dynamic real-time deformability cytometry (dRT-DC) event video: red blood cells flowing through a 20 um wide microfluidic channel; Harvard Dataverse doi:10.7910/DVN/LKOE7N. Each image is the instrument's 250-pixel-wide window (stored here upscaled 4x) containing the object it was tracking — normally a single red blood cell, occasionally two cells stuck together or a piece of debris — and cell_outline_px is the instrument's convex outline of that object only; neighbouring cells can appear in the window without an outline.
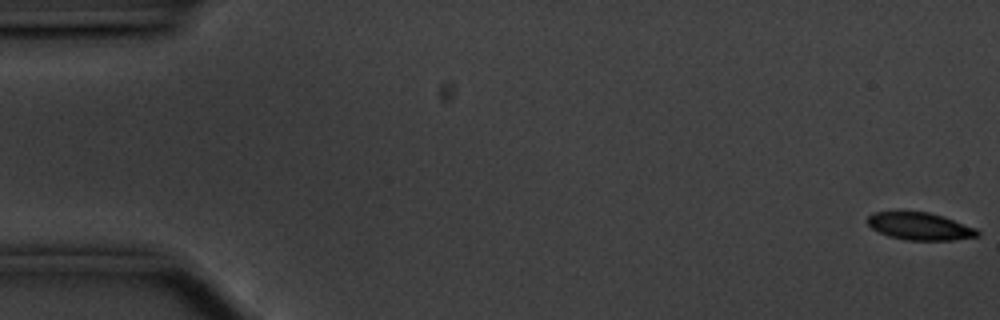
{"species": "common noctule bat (a hibernating species)", "species_latin": "Nyctalus noctula", "temperature_condition": "cold", "stored_images_in_passage": 57, "camera_frame_rate_fps": 3000, "um_per_image_px": 0.085, "animal": {"sex": "male", "body_mass_g": 20.1, "forearm_length_mm": 53.5}, "frame": {"image": 1, "passage_image": 1, "time_ms": 0.0, "image_size_px": [1000, 320], "cell_outline_px": [[980, 236], [952, 240], [908, 240], [888, 236], [872, 228], [868, 224], [868, 216], [876, 212], [896, 208], [900, 208], [928, 212], [944, 216], [976, 228], [980, 232]], "centroid_in_image_um": [78.16, 19.18], "position_along_channel_um": 6.8, "area_um2": 18.26}}
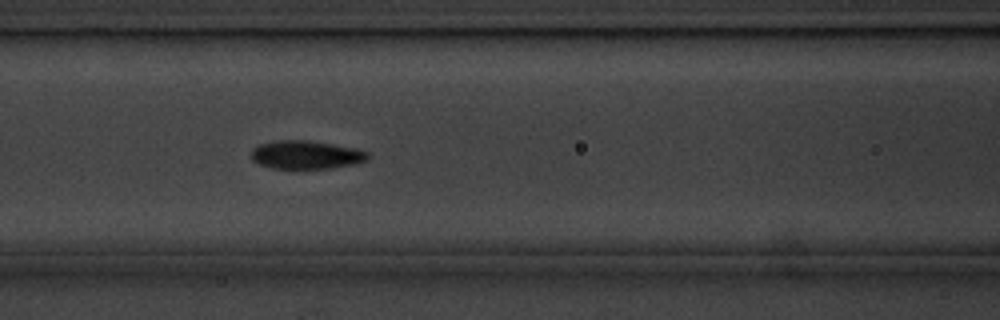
{"frame": {"image": 2, "passage_image": 24, "time_ms": 7.667, "image_size_px": [1000, 320], "cell_outline_px": [[368, 156], [364, 160], [356, 164], [332, 168], [272, 168], [260, 164], [252, 160], [252, 148], [260, 144], [276, 140], [308, 140], [356, 148], [368, 152]], "centroid_in_image_um": [26.0, 13.15], "position_along_channel_um": 140.6, "area_um2": 19.13}}
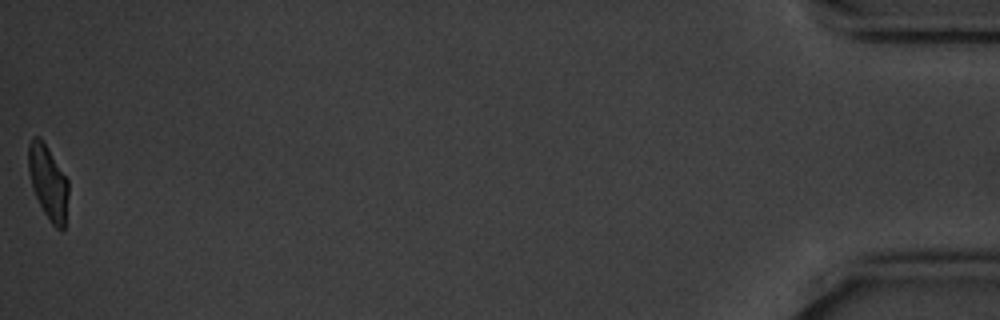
{"frame": {"image": 3, "passage_image": 57, "time_ms": 18.667, "image_size_px": [1000, 320], "cell_outline_px": [[68, 196], [64, 228], [60, 232], [52, 224], [44, 212], [32, 188], [28, 168], [28, 144], [32, 136], [40, 136], [68, 180]], "centroid_in_image_um": [4.08, 15.48], "position_along_channel_um": 431.1, "area_um2": 17.17}, "authors_computed_cell_mechanics": {"area_um2": 18.9006, "velocity_mm_per_s": 3.5307, "shape_relaxation_time_tau1_ms": 2.4527, "shape_relaxation_time_tau2_ms": 4.0613, "deformation_change_tau1": 0.1081, "deformation_change_tau2": 0.0776}}